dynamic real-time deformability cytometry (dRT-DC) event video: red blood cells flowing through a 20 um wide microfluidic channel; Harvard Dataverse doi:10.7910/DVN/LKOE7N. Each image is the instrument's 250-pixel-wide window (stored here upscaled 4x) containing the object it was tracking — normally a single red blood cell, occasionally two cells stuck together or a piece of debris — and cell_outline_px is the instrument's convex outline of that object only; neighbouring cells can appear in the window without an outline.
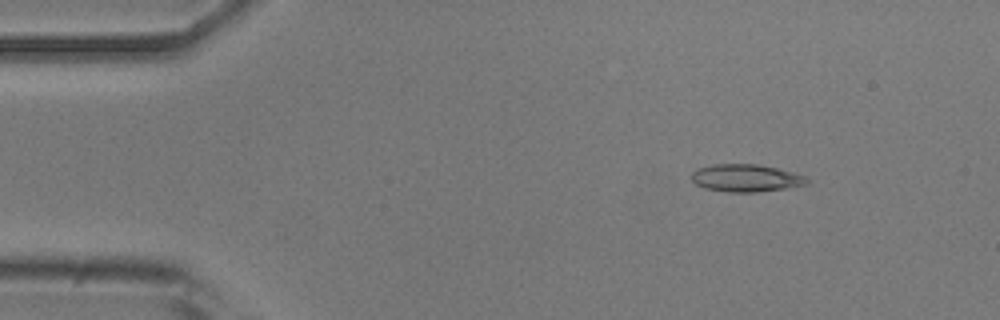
{"species": "common noctule bat (a hibernating species)", "species_latin": "Nyctalus noctula", "temperature_condition": "room temperature", "stored_images_in_passage": 52, "camera_frame_rate_fps": 3000, "um_per_image_px": 0.085, "animal": {"sex": "male", "body_mass_g": 20.5, "forearm_length_mm": 52.5}, "frame": {"image": 1, "passage_image": 6, "time_ms": 1.667, "image_size_px": [1000, 320], "cell_outline_px": [[812, 180], [808, 184], [760, 192], [728, 192], [704, 188], [696, 184], [692, 180], [692, 172], [696, 168], [712, 164], [756, 164], [776, 168], [792, 172], [804, 176]], "centroid_in_image_um": [63.39, 15.13], "position_along_channel_um": 21.6, "area_um2": 18.55}}
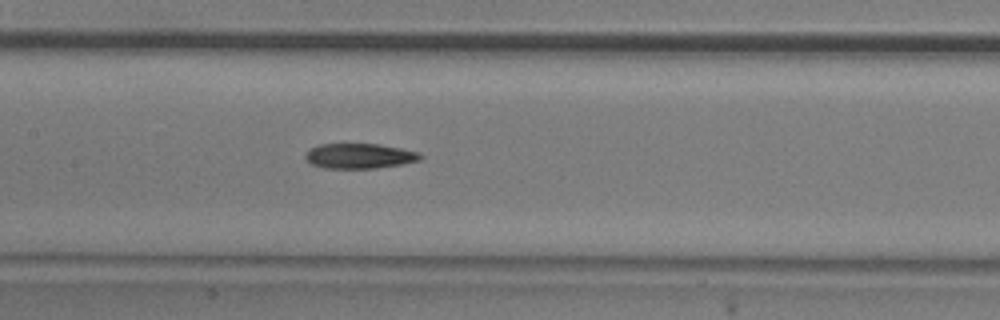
{"frame": {"image": 2, "passage_image": 24, "time_ms": 7.667, "image_size_px": [1000, 320], "cell_outline_px": [[424, 156], [420, 160], [404, 164], [376, 168], [324, 168], [312, 164], [304, 156], [312, 148], [320, 144], [380, 144], [420, 152]], "centroid_in_image_um": [30.62, 13.26], "position_along_channel_um": 176.8, "area_um2": 16.76}}
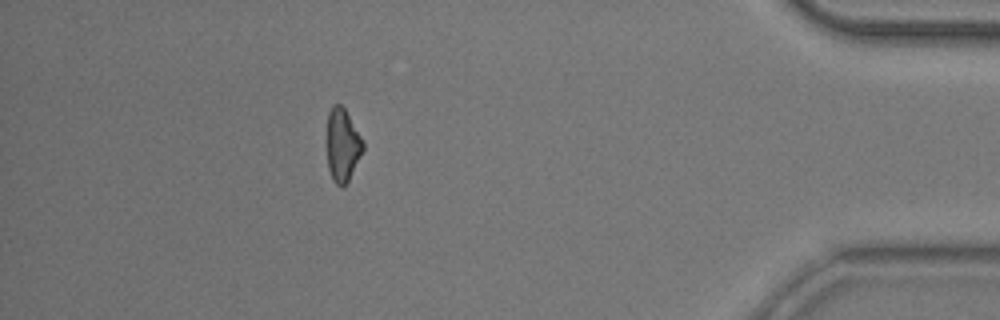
{"frame": {"image": 3, "passage_image": 46, "time_ms": 15.0, "image_size_px": [1000, 320], "cell_outline_px": [[364, 148], [344, 188], [340, 188], [332, 180], [328, 168], [324, 144], [324, 140], [328, 112], [332, 104], [340, 104], [344, 108], [364, 140]], "centroid_in_image_um": [29.05, 12.32], "position_along_channel_um": 406.2, "area_um2": 16.13}, "authors_computed_cell_mechanics": {"area_um2": 17.1955, "velocity_mm_per_s": 3.8076, "shape_relaxation_time_tau1_ms": 9.6465, "shape_relaxation_time_tau2_ms": 9.7074, "deformation_change_tau1": 0.1901, "deformation_change_tau2": 0.2142}}